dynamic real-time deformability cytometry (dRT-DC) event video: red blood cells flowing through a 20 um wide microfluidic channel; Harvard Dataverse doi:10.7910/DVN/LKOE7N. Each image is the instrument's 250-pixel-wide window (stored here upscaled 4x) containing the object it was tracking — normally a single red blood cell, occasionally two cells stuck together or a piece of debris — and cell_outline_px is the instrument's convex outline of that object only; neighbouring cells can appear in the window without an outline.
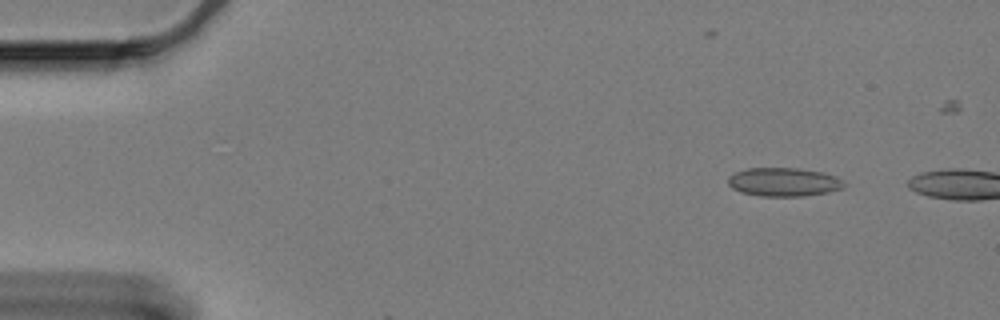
{"species": "Egyptian fruit bat (a non-hibernating species)", "species_latin": "Rousettus aegyptiacus", "temperature_condition": "cold", "stored_images_in_passage": 10, "camera_frame_rate_fps": 3000, "um_per_image_px": 0.085, "animal": {"sex": "female"}, "frame": {"image": 1, "passage_image": 1, "time_ms": 0.0, "image_size_px": [1000, 320], "cell_outline_px": [[848, 184], [844, 188], [828, 192], [804, 196], [760, 196], [740, 192], [732, 188], [728, 184], [728, 176], [736, 172], [748, 168], [796, 168], [824, 172], [836, 176], [844, 180]], "centroid_in_image_um": [66.66, 15.47], "position_along_channel_um": 18.3, "area_um2": 19.59}}